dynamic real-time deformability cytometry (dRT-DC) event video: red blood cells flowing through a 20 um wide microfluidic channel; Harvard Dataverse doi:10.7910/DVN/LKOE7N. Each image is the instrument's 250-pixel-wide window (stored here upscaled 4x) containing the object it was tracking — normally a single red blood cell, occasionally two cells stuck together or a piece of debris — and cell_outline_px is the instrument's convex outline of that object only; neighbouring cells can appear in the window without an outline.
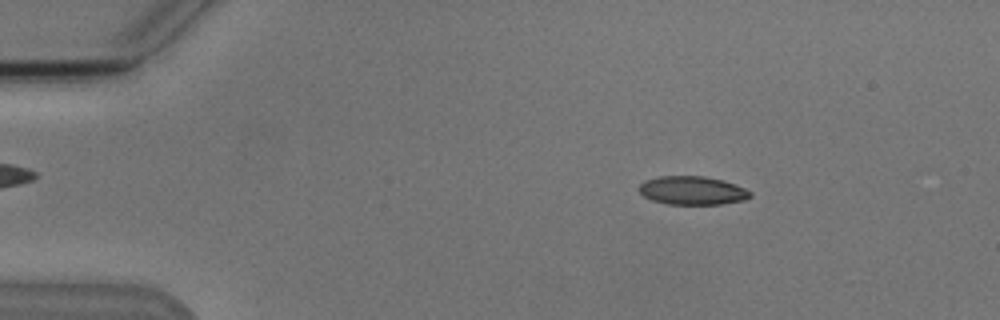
{"species": "Egyptian fruit bat (a non-hibernating species)", "species_latin": "Rousettus aegyptiacus", "temperature_condition": "cold", "stored_images_in_passage": 6, "camera_frame_rate_fps": 3000, "um_per_image_px": 0.085, "animal": {"sex": "male"}, "frame": {"image": 1, "passage_image": 2, "time_ms": 1.333, "image_size_px": [1000, 320], "cell_outline_px": [[752, 196], [744, 200], [720, 204], [668, 204], [652, 200], [644, 196], [640, 192], [640, 184], [644, 180], [660, 176], [704, 176], [724, 180], [744, 188], [752, 192]], "centroid_in_image_um": [58.86, 16.19], "position_along_channel_um": 26.1, "area_um2": 18.44}}
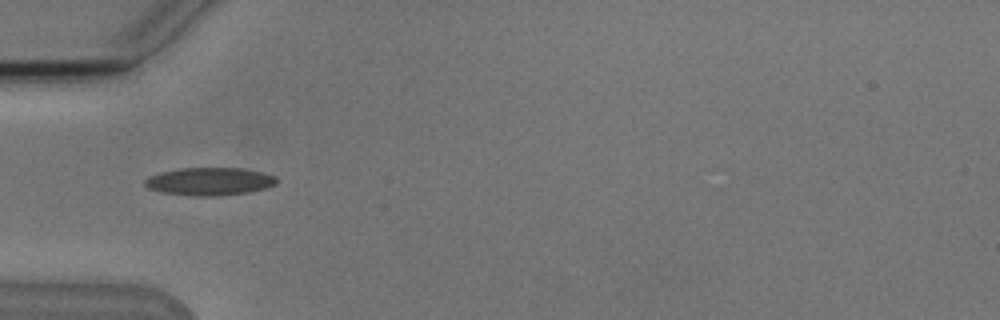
{"frame": {"image": 2, "passage_image": 4, "time_ms": 4.333, "image_size_px": [1000, 320], "cell_outline_px": [[276, 184], [264, 188], [248, 192], [216, 196], [192, 196], [160, 192], [148, 188], [144, 184], [144, 180], [148, 176], [160, 172], [180, 168], [240, 168], [260, 172], [276, 176]], "centroid_in_image_um": [17.75, 15.42], "position_along_channel_um": 67.2, "area_um2": 21.33}}
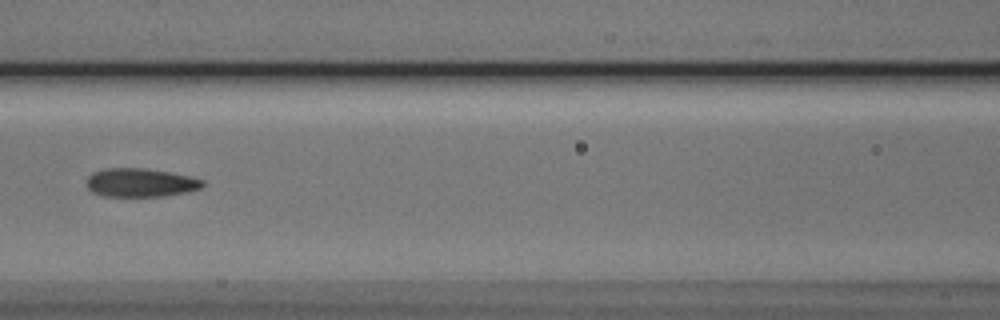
{"frame": {"image": 3, "passage_image": 6, "time_ms": 6.667, "image_size_px": [1000, 320], "cell_outline_px": [[204, 184], [200, 188], [188, 192], [164, 196], [104, 196], [92, 192], [88, 188], [88, 176], [92, 172], [104, 168], [144, 168], [192, 176], [204, 180]], "centroid_in_image_um": [11.96, 15.52], "position_along_channel_um": 154.6, "area_um2": 19.36}}